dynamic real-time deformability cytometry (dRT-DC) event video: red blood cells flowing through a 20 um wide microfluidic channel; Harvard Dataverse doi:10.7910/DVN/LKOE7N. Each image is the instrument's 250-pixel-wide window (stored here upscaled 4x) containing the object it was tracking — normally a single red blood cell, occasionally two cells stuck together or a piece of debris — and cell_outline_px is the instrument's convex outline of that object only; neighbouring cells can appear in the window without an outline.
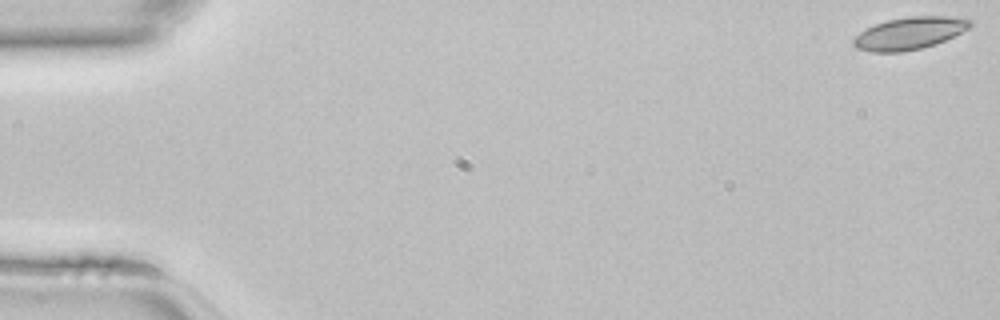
{"species": "common noctule bat (a hibernating species)", "species_latin": "Nyctalus noctula", "temperature_condition": "room temperature", "stored_images_in_passage": 11, "camera_frame_rate_fps": 3000, "um_per_image_px": 0.085, "animal": {"sex": "female", "body_mass_g": 22.7, "forearm_length_mm": 54.2}, "frame": {"image": 1, "passage_image": 1, "time_ms": 0.0, "image_size_px": [1000, 320], "cell_outline_px": [[972, 24], [968, 28], [944, 40], [920, 48], [900, 52], [872, 52], [856, 48], [852, 44], [852, 40], [860, 32], [876, 24], [888, 20], [908, 16], [964, 16], [972, 20]], "centroid_in_image_um": [77.31, 2.81], "position_along_channel_um": 7.7, "area_um2": 21.79}}